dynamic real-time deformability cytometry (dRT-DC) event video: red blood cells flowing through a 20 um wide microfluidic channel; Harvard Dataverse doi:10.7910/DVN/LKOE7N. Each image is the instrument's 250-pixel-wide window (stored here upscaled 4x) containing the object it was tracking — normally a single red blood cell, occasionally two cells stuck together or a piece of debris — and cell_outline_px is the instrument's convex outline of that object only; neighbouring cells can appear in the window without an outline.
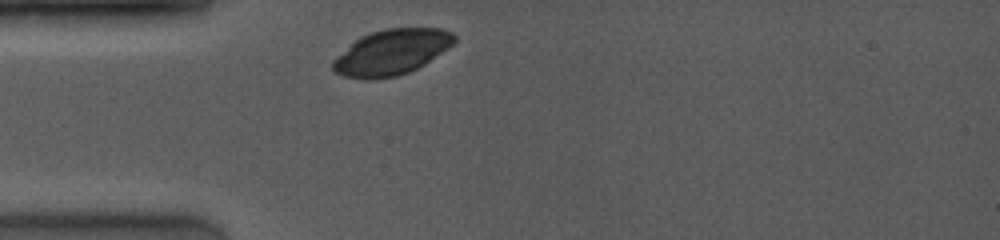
{"species": "common noctule bat (a hibernating species)", "species_latin": "Nyctalus noctula", "temperature_condition": "room temperature", "stored_images_in_passage": 3, "camera_frame_rate_fps": 4000, "um_per_image_px": 0.085, "animal": {"sex": "female", "body_mass_g": 19.0, "forearm_length_mm": 53.3}, "frame": {"image": 1, "passage_image": 1, "time_ms": 0.0, "image_size_px": [1000, 240], "cell_outline_px": [[456, 40], [448, 48], [424, 64], [408, 72], [396, 76], [372, 80], [364, 80], [344, 76], [336, 72], [332, 68], [332, 60], [360, 36], [384, 28], [440, 28], [452, 32], [456, 36]], "centroid_in_image_um": [33.27, 4.44], "position_along_channel_um": 51.7, "area_um2": 32.08}}